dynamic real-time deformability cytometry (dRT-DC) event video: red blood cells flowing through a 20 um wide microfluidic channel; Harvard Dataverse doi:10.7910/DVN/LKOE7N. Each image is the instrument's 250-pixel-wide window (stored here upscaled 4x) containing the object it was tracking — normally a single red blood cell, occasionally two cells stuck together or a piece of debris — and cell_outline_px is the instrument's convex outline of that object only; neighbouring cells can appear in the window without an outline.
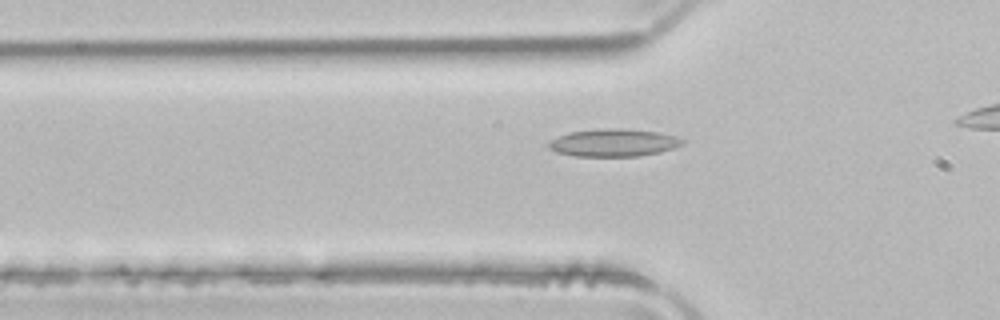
{"species": "common noctule bat (a hibernating species)", "species_latin": "Nyctalus noctula", "temperature_condition": "room temperature", "stored_images_in_passage": 37, "camera_frame_rate_fps": 3000, "um_per_image_px": 0.085, "animal": {"sex": "male", "body_mass_g": 21.5, "forearm_length_mm": 52.0}, "frame": {"image": 1, "passage_image": 12, "time_ms": 3.667, "image_size_px": [1000, 320], "cell_outline_px": [[684, 144], [660, 152], [640, 156], [576, 156], [556, 152], [548, 148], [548, 144], [552, 140], [560, 136], [572, 132], [600, 128], [620, 128], [656, 132], [676, 136], [684, 140]], "centroid_in_image_um": [52.17, 12.13], "position_along_channel_um": 73.6, "area_um2": 21.33}}
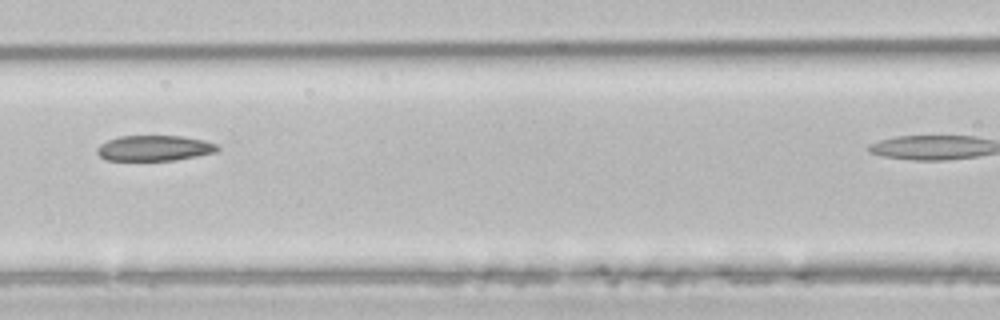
{"frame": {"image": 2, "passage_image": 18, "time_ms": 5.667, "image_size_px": [1000, 320], "cell_outline_px": [[220, 148], [216, 152], [196, 156], [172, 160], [104, 160], [96, 152], [96, 148], [100, 144], [108, 140], [120, 136], [184, 136], [204, 140], [216, 144]], "centroid_in_image_um": [13.1, 12.59], "position_along_channel_um": 153.5, "area_um2": 17.86}}
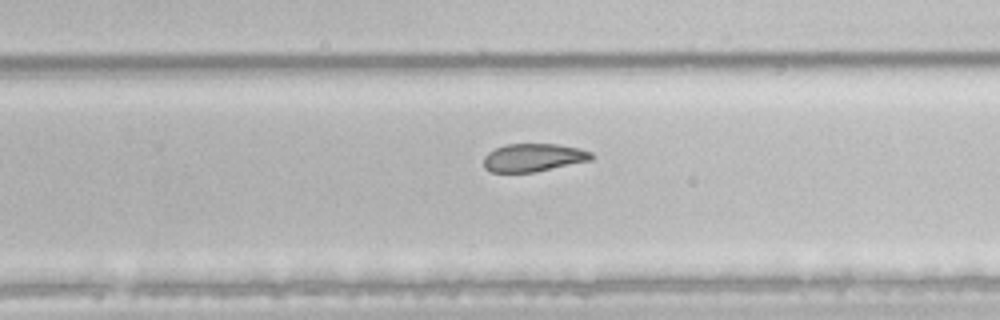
{"frame": {"image": 3, "passage_image": 28, "time_ms": 9.0, "image_size_px": [1000, 320], "cell_outline_px": [[596, 156], [592, 160], [532, 172], [492, 172], [484, 168], [484, 156], [488, 152], [504, 144], [556, 144], [580, 148], [592, 152]], "centroid_in_image_um": [45.36, 13.38], "position_along_channel_um": 284.4, "area_um2": 17.63}}